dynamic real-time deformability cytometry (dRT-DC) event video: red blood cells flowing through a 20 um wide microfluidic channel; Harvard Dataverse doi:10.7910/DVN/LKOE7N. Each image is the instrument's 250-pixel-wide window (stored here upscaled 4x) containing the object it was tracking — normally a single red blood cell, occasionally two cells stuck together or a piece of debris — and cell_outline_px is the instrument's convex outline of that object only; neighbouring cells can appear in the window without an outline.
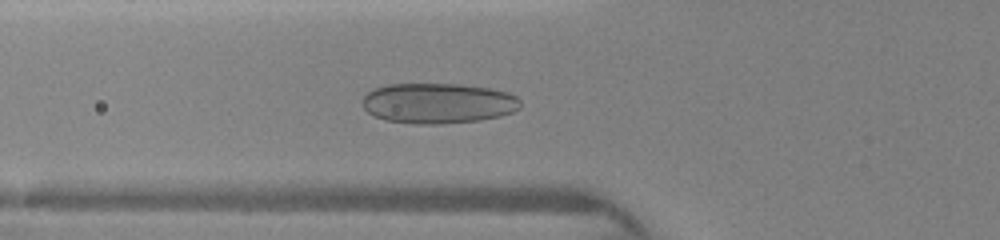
{"species": "human", "species_latin": "Homo sapiens", "temperature_condition": "warm", "stored_images_in_passage": 22, "camera_frame_rate_fps": 3000, "um_per_image_px": 0.085, "donor": {"sex": "female"}, "frame": {"image": 1, "passage_image": 3, "time_ms": 0.333, "image_size_px": [1000, 240], "cell_outline_px": [[520, 108], [512, 112], [500, 116], [480, 120], [440, 124], [416, 124], [384, 120], [368, 112], [364, 108], [364, 96], [372, 88], [388, 84], [460, 84], [488, 88], [508, 92], [516, 96], [520, 100]], "centroid_in_image_um": [37.24, 8.77], "position_along_channel_um": 88.6, "area_um2": 37.22}}
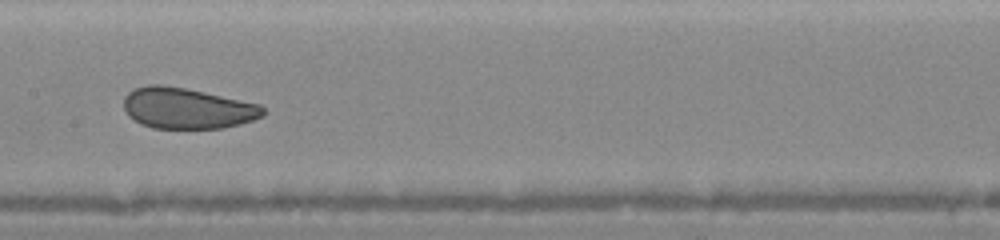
{"frame": {"image": 2, "passage_image": 12, "time_ms": 2.667, "image_size_px": [1000, 240], "cell_outline_px": [[264, 116], [240, 124], [224, 128], [152, 128], [140, 124], [128, 116], [124, 108], [124, 96], [128, 92], [136, 88], [148, 84], [160, 84], [184, 88], [204, 92], [260, 104], [264, 108]], "centroid_in_image_um": [15.89, 9.21], "position_along_channel_um": 191.5, "area_um2": 33.23}}
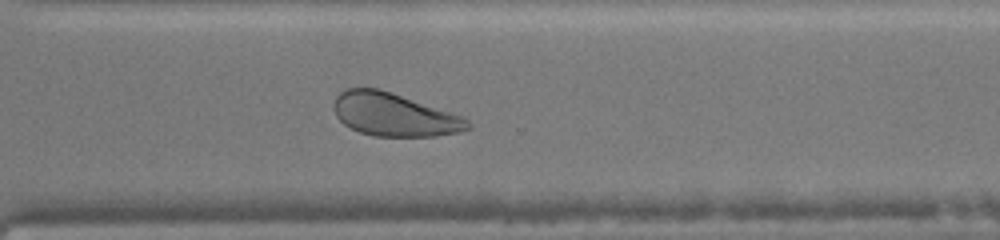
{"frame": {"image": 3, "passage_image": 22, "time_ms": 6.0, "image_size_px": [1000, 240], "cell_outline_px": [[472, 128], [460, 132], [436, 136], [372, 136], [360, 132], [344, 124], [336, 116], [332, 108], [332, 104], [336, 96], [340, 92], [348, 88], [376, 88], [464, 116], [472, 124]], "centroid_in_image_um": [33.5, 9.76], "position_along_channel_um": 337.1, "area_um2": 33.58}}